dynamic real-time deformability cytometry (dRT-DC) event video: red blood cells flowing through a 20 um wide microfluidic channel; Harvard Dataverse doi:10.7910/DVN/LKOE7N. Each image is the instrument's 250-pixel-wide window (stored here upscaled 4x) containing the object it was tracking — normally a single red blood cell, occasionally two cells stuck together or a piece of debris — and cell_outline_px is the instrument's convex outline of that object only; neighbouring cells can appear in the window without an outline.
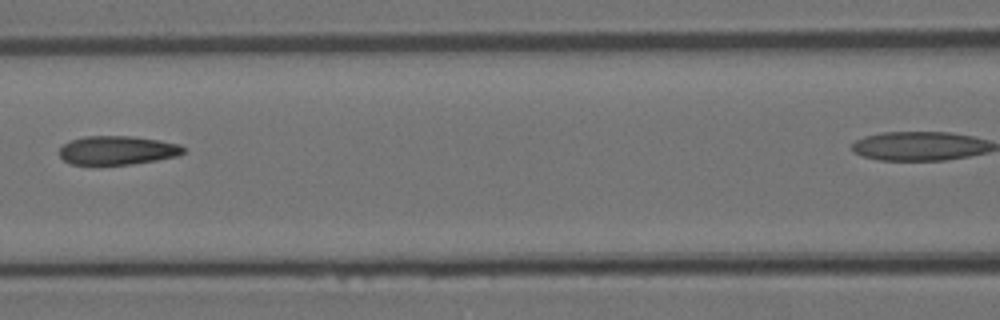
{"species": "Egyptian fruit bat (a non-hibernating species)", "species_latin": "Rousettus aegyptiacus", "temperature_condition": "room temperature", "stored_images_in_passage": 6, "segment_of_instrument_passage": [1, 2], "camera_frame_rate_fps": 3000, "um_per_image_px": 0.085, "animal": {"sex": "female"}, "frame": {"image": 1, "passage_image": 5, "time_ms": 1.333, "image_size_px": [1000, 320], "cell_outline_px": [[184, 152], [176, 156], [156, 160], [132, 164], [72, 164], [64, 160], [60, 156], [60, 148], [64, 144], [72, 140], [84, 136], [132, 136], [160, 140], [180, 144], [184, 148]], "centroid_in_image_um": [9.99, 12.76], "position_along_channel_um": 156.6, "area_um2": 20.63}}